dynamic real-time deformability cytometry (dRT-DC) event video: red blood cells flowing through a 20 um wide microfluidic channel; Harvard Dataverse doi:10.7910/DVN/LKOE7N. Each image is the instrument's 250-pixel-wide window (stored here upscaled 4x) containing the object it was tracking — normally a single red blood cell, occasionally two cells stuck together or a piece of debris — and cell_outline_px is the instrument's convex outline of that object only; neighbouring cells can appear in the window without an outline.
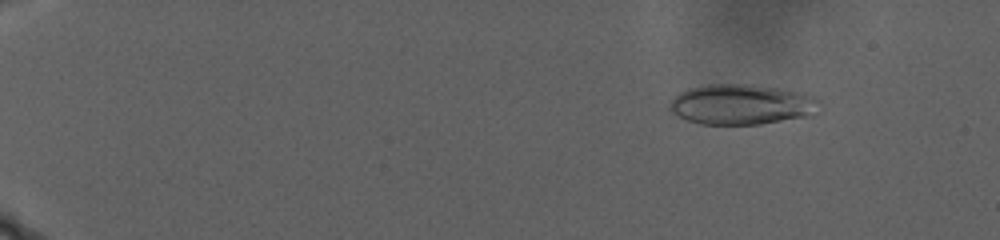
{"species": "human", "species_latin": "Homo sapiens", "temperature_condition": "warm", "stored_images_in_passage": 103, "camera_frame_rate_fps": 3000, "um_per_image_px": 0.085, "donor": {"sex": "male"}, "frame": {"image": 1, "passage_image": 15, "time_ms": 4.667, "image_size_px": [1000, 240], "cell_outline_px": [[820, 100], [812, 116], [760, 124], [700, 124], [688, 120], [672, 112], [668, 108], [668, 104], [680, 92], [688, 88], [708, 84], [752, 84], [776, 88], [812, 96]], "centroid_in_image_um": [63.0, 8.88], "position_along_channel_um": 22.0, "area_um2": 34.91}}
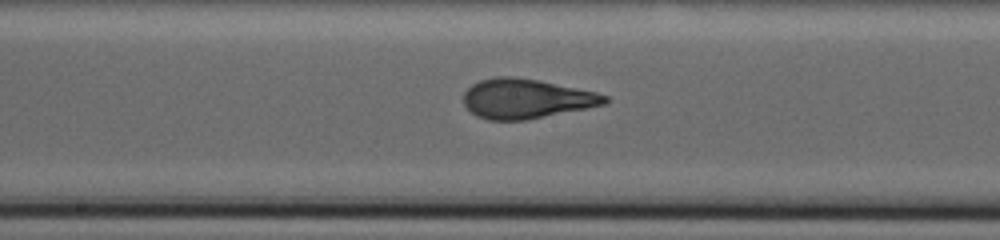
{"frame": {"image": 2, "passage_image": 62, "time_ms": 20.333, "image_size_px": [1000, 240], "cell_outline_px": [[608, 100], [604, 104], [524, 120], [488, 120], [476, 116], [464, 104], [464, 92], [472, 84], [480, 80], [496, 76], [512, 76], [536, 80], [596, 92], [608, 96]], "centroid_in_image_um": [44.67, 8.38], "position_along_channel_um": 203.5, "area_um2": 32.08}}
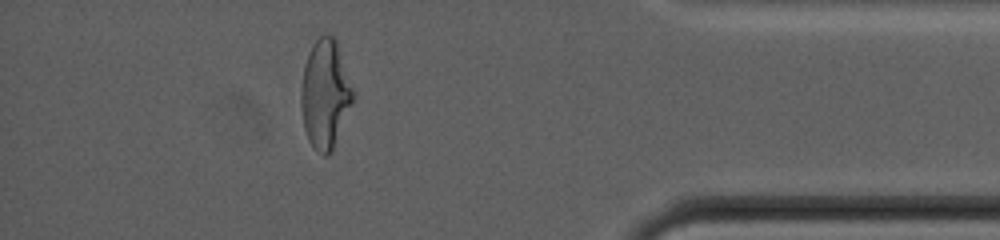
{"frame": {"image": 3, "passage_image": 94, "time_ms": 31.0, "image_size_px": [1000, 240], "cell_outline_px": [[352, 100], [332, 152], [328, 156], [324, 156], [316, 152], [312, 148], [308, 140], [304, 128], [300, 104], [300, 88], [304, 64], [312, 44], [320, 36], [332, 36], [336, 40], [352, 88]], "centroid_in_image_um": [27.58, 8.05], "position_along_channel_um": 407.6, "area_um2": 32.54}}